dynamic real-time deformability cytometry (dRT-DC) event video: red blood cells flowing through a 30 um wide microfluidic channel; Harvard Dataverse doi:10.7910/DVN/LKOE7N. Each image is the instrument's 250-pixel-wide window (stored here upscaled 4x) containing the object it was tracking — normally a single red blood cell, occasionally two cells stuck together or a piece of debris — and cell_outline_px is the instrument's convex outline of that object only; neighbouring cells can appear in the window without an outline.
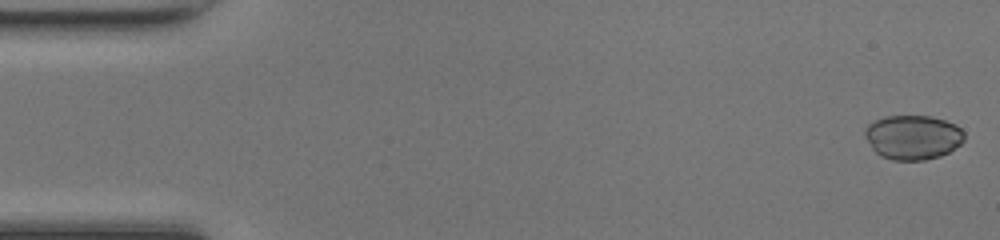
{"species": "common noctule bat (a hibernating species)", "species_latin": "Nyctalus noctula", "temperature_condition": "room temperature", "stored_images_in_passage": 48, "camera_frame_rate_fps": 3000, "um_per_image_px": 0.085, "animal": {"sex": "female", "body_mass_g": 17.0, "forearm_length_mm": 48.0}, "frame": {"image": 1, "passage_image": 1, "time_ms": 0.0, "image_size_px": [1000, 240], "cell_outline_px": [[964, 140], [960, 144], [948, 152], [940, 156], [924, 160], [892, 160], [880, 156], [872, 148], [864, 136], [864, 128], [868, 124], [884, 116], [932, 116], [956, 124], [964, 132]], "centroid_in_image_um": [77.58, 11.66], "position_along_channel_um": 7.4, "area_um2": 25.84}}
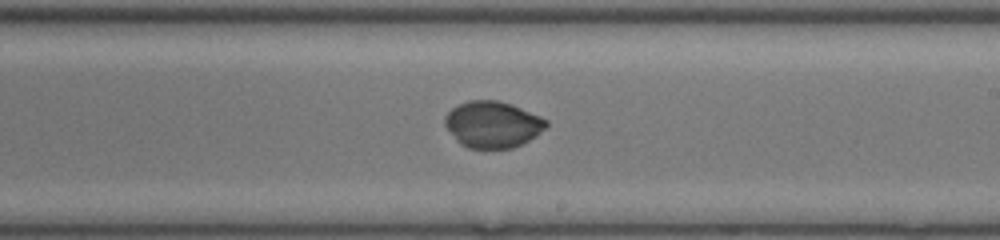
{"frame": {"image": 2, "passage_image": 28, "time_ms": 9.0, "image_size_px": [1000, 240], "cell_outline_px": [[548, 124], [536, 136], [512, 148], [468, 148], [460, 144], [456, 140], [444, 124], [444, 116], [452, 108], [468, 100], [496, 100], [512, 104], [540, 116], [548, 120]], "centroid_in_image_um": [41.86, 10.57], "position_along_channel_um": 247.1, "area_um2": 27.34}}
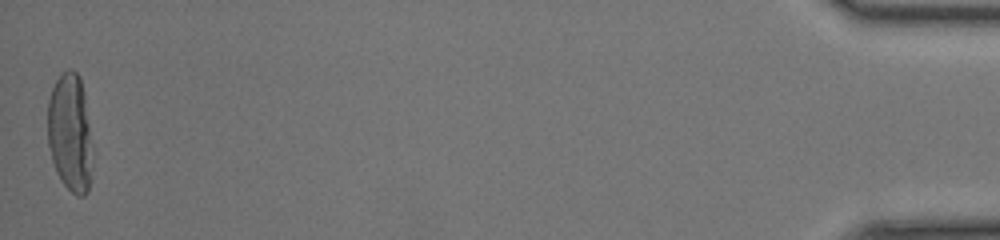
{"frame": {"image": 3, "passage_image": 48, "time_ms": 15.667, "image_size_px": [1000, 240], "cell_outline_px": [[92, 168], [88, 192], [84, 196], [76, 196], [60, 180], [56, 172], [52, 160], [48, 144], [48, 100], [52, 88], [60, 72], [68, 68], [72, 68], [80, 76], [84, 92], [92, 144]], "centroid_in_image_um": [5.96, 11.28], "position_along_channel_um": 429.2, "area_um2": 31.39}}